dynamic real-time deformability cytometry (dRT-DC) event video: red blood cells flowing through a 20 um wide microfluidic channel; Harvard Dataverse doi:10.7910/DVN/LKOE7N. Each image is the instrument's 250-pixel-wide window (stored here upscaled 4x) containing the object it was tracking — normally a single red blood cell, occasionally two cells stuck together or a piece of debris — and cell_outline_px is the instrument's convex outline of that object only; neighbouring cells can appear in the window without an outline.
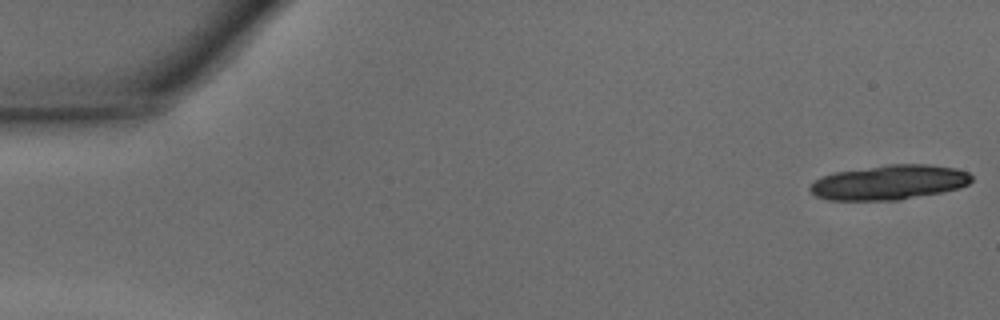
{"species": "common noctule bat (a hibernating species)", "species_latin": "Nyctalus noctula", "temperature_condition": "warm", "stored_images_in_passage": 7, "camera_frame_rate_fps": 3000, "um_per_image_px": 0.085, "animal": {"sex": "male", "body_mass_g": 15.6}, "frame": {"image": 1, "passage_image": 1, "time_ms": 0.0, "image_size_px": [1000, 320], "cell_outline_px": [[972, 180], [968, 184], [960, 188], [900, 200], [828, 200], [816, 196], [808, 188], [820, 176], [836, 172], [888, 164], [928, 164], [956, 168], [968, 172], [972, 176]], "centroid_in_image_um": [75.6, 15.5], "position_along_channel_um": 9.4, "area_um2": 32.66}}